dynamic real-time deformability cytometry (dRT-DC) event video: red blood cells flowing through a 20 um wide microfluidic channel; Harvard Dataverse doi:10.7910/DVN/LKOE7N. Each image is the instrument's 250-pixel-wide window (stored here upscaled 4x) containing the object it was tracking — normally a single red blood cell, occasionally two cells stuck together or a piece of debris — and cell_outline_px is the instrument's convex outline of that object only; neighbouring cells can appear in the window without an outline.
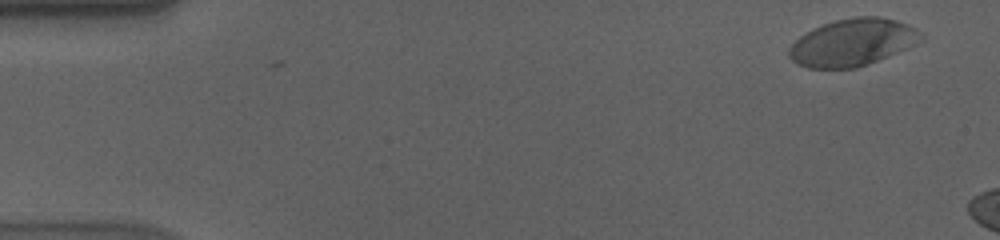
{"species": "human", "species_latin": "Homo sapiens", "temperature_condition": "cold", "stored_images_in_passage": 8, "camera_frame_rate_fps": 3000, "um_per_image_px": 0.085, "donor": {"sex": "male"}, "frame": {"image": 1, "passage_image": 1, "time_ms": 0.0, "image_size_px": [1000, 240], "cell_outline_px": [[924, 40], [908, 48], [868, 64], [856, 68], [808, 68], [796, 64], [788, 56], [788, 48], [800, 36], [824, 24], [836, 20], [856, 16], [880, 16], [896, 20], [908, 24], [916, 28], [924, 36]], "centroid_in_image_um": [72.5, 3.61], "position_along_channel_um": 12.5, "area_um2": 36.3}}